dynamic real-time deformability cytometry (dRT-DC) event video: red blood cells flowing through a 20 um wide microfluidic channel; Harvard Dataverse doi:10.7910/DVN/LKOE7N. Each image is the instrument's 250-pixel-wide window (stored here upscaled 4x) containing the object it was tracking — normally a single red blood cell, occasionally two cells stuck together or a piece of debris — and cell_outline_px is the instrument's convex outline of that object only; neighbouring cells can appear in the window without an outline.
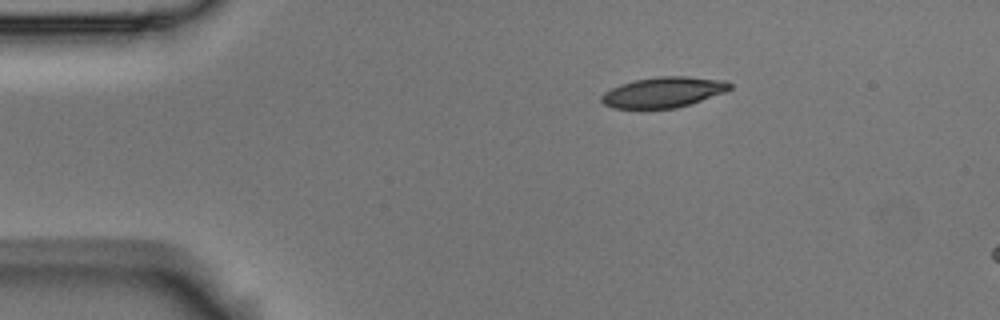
{"species": "Egyptian fruit bat (a non-hibernating species)", "species_latin": "Rousettus aegyptiacus", "temperature_condition": "room temperature", "stored_images_in_passage": 3, "camera_frame_rate_fps": 3000, "um_per_image_px": 0.085, "animal": {"sex": "male"}, "frame": {"image": 1, "passage_image": 3, "time_ms": 0.667, "image_size_px": [1000, 320], "cell_outline_px": [[732, 88], [724, 92], [676, 108], [612, 108], [604, 104], [600, 100], [600, 96], [604, 92], [620, 84], [636, 80], [656, 76], [688, 76], [728, 80], [732, 84]], "centroid_in_image_um": [56.39, 7.82], "position_along_channel_um": 28.6, "area_um2": 22.77}}